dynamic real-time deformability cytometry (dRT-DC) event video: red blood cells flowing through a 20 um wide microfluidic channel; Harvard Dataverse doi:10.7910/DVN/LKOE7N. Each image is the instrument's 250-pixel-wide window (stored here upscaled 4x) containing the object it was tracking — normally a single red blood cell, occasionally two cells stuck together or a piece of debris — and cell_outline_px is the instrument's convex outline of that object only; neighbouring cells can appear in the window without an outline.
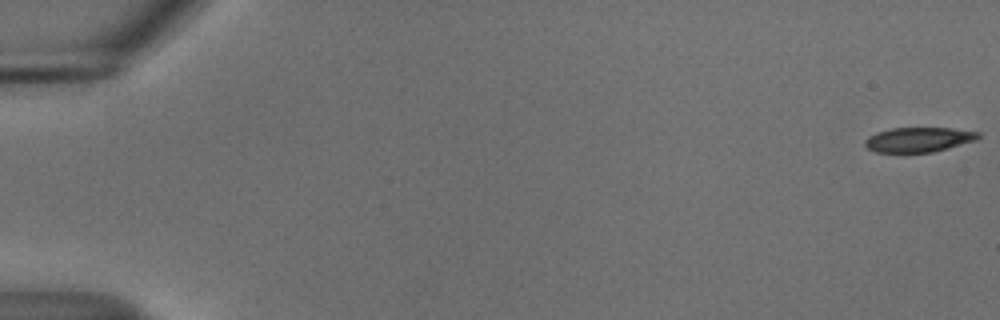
{"species": "common noctule bat (a hibernating species)", "species_latin": "Nyctalus noctula", "temperature_condition": "cold", "stored_images_in_passage": 55, "camera_frame_rate_fps": 3000, "um_per_image_px": 0.085, "animal": {"sex": "male", "body_mass_g": 18.8}, "frame": {"image": 1, "passage_image": 1, "time_ms": 0.0, "image_size_px": [1000, 320], "cell_outline_px": [[980, 136], [976, 140], [948, 148], [932, 152], [904, 156], [876, 152], [868, 148], [864, 144], [864, 140], [868, 136], [892, 128], [948, 128], [980, 132]], "centroid_in_image_um": [78.03, 11.92], "position_along_channel_um": 7.0, "area_um2": 16.94}}
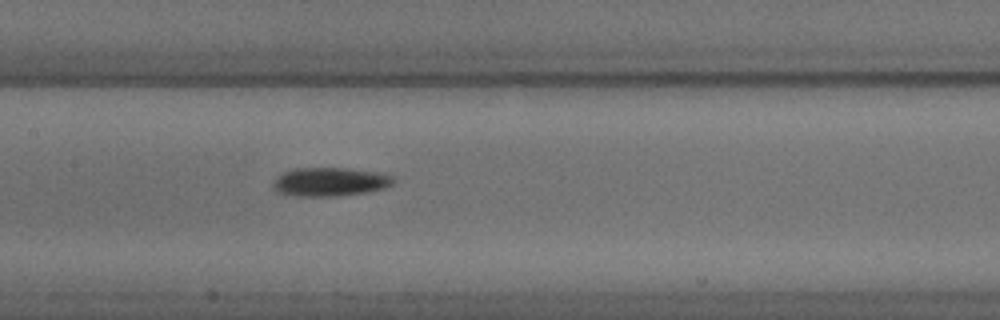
{"frame": {"image": 2, "passage_image": 28, "time_ms": 9.0, "image_size_px": [1000, 320], "cell_outline_px": [[396, 180], [392, 184], [384, 188], [364, 192], [336, 196], [296, 196], [280, 192], [272, 188], [272, 184], [284, 172], [296, 168], [352, 168], [388, 172], [396, 176]], "centroid_in_image_um": [28.17, 15.43], "position_along_channel_um": 179.2, "area_um2": 20.35}}
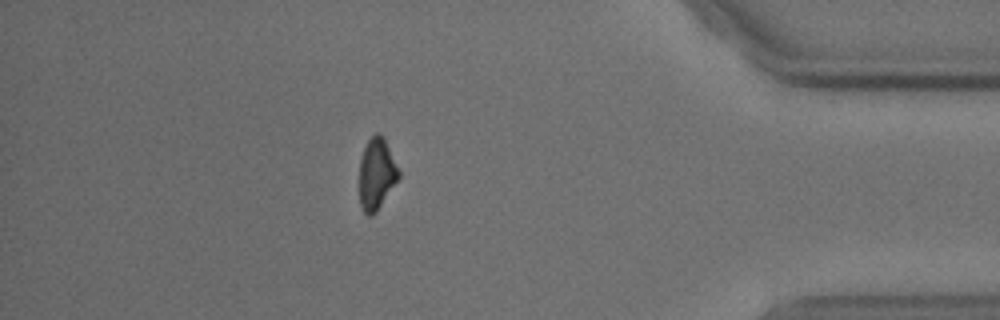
{"frame": {"image": 3, "passage_image": 49, "time_ms": 16.0, "image_size_px": [1000, 320], "cell_outline_px": [[400, 176], [376, 212], [372, 216], [368, 216], [364, 212], [360, 204], [360, 160], [364, 148], [368, 140], [376, 132], [380, 132], [384, 136], [400, 172]], "centroid_in_image_um": [32.01, 14.76], "position_along_channel_um": 403.2, "area_um2": 16.3}, "authors_computed_cell_mechanics": {"area_um2": 18.5538, "velocity_mm_per_s": 3.7144, "shape_relaxation_time_tau1_ms": 4.598, "shape_relaxation_time_tau2_ms": null, "deformation_change_tau1": 0.1326, "deformation_change_tau2": null}}